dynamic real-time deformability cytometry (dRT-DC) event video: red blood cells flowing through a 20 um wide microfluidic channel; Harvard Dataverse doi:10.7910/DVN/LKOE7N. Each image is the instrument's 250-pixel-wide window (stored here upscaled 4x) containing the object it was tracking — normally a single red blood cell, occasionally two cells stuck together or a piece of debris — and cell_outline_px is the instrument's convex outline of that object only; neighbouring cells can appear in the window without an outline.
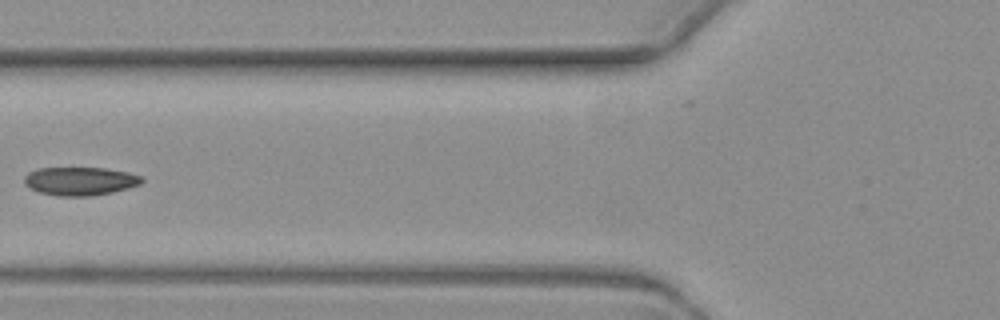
{"species": "common noctule bat (a hibernating species)", "species_latin": "Nyctalus noctula", "temperature_condition": "warm", "stored_images_in_passage": 7, "camera_frame_rate_fps": 3000, "um_per_image_px": 0.085, "animal": {"sex": "female", "body_mass_g": 19.3, "forearm_length_mm": 54.1}, "frame": {"image": 1, "passage_image": 7, "time_ms": 7.333, "image_size_px": [1000, 320], "cell_outline_px": [[144, 180], [140, 184], [128, 188], [112, 192], [92, 196], [56, 196], [40, 192], [28, 188], [24, 184], [24, 176], [28, 172], [36, 168], [104, 168], [128, 172], [140, 176]], "centroid_in_image_um": [6.76, 15.4], "position_along_channel_um": 119.0, "area_um2": 19.54}}